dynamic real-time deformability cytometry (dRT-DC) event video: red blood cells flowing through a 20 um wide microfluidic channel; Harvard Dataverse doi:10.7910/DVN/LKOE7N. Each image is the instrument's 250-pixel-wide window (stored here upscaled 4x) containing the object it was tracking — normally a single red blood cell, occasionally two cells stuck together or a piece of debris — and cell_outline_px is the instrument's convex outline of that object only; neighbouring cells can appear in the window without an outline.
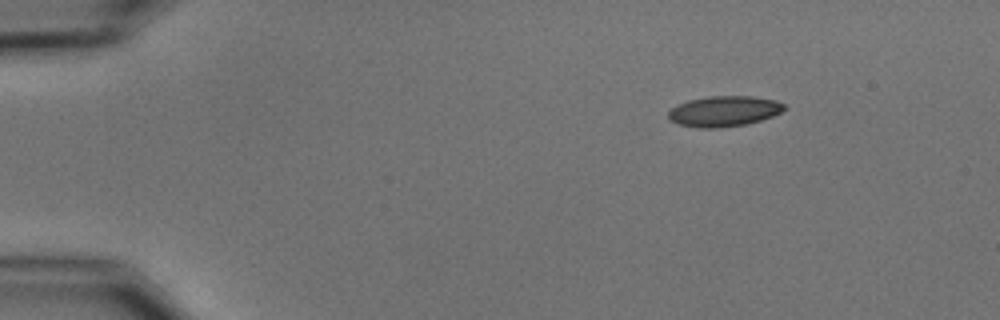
{"species": "common noctule bat (a hibernating species)", "species_latin": "Nyctalus noctula", "temperature_condition": "cold", "stored_images_in_passage": 5, "camera_frame_rate_fps": 3000, "um_per_image_px": 0.085, "animal": {"sex": "male", "body_mass_g": 15.6}, "frame": {"image": 1, "passage_image": 1, "time_ms": 0.0, "image_size_px": [1000, 320], "cell_outline_px": [[788, 108], [772, 116], [760, 120], [744, 124], [720, 128], [700, 128], [680, 124], [668, 120], [668, 112], [676, 104], [688, 100], [708, 96], [752, 96], [776, 100], [784, 104]], "centroid_in_image_um": [61.53, 9.44], "position_along_channel_um": 23.5, "area_um2": 20.69}}
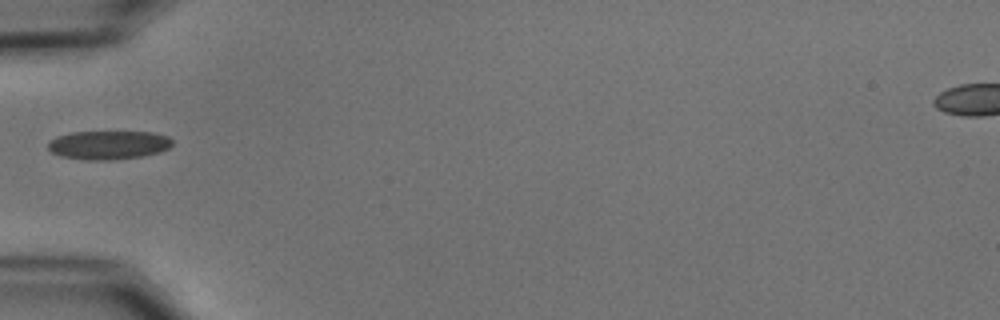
{"frame": {"image": 2, "passage_image": 4, "time_ms": 3.667, "image_size_px": [1000, 320], "cell_outline_px": [[172, 144], [168, 148], [160, 152], [144, 156], [112, 160], [88, 160], [60, 156], [52, 152], [48, 148], [48, 144], [56, 136], [72, 132], [152, 132], [168, 136], [172, 140]], "centroid_in_image_um": [9.24, 12.33], "position_along_channel_um": 75.8, "area_um2": 20.81}}